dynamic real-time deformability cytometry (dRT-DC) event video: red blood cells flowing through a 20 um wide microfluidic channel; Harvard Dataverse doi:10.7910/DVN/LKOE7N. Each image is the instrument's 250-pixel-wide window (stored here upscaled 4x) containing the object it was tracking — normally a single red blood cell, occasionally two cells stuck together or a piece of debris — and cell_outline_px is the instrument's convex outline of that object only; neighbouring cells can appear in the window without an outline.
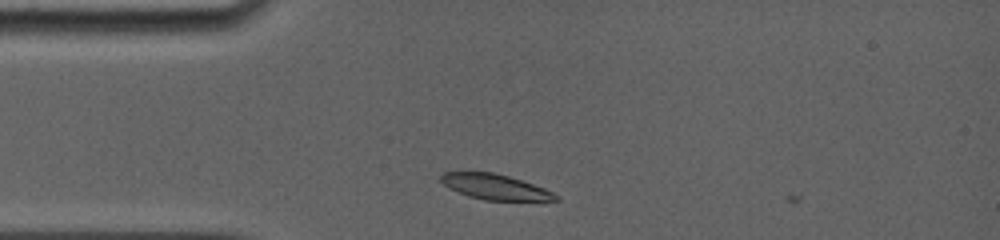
{"species": "common noctule bat (a hibernating species)", "species_latin": "Nyctalus noctula", "temperature_condition": "room temperature", "stored_images_in_passage": 2, "camera_frame_rate_fps": 5000, "um_per_image_px": 0.085, "animal": {"sex": "female", "body_mass_g": 19.0, "forearm_length_mm": 56.7}, "frame": {"image": 1, "passage_image": 1, "time_ms": 0.0, "image_size_px": [1000, 240], "cell_outline_px": [[560, 200], [484, 200], [468, 196], [444, 184], [440, 180], [440, 176], [444, 172], [492, 172], [508, 176], [544, 188], [560, 196]], "centroid_in_image_um": [42.1, 15.88], "position_along_channel_um": 42.9, "area_um2": 16.59}}